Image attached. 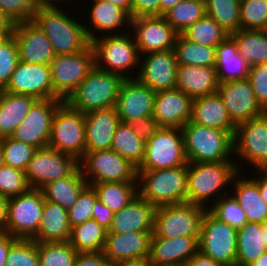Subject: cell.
I'll return each instance as SVG.
<instances>
[{
	"label": "cell",
	"mask_w": 267,
	"mask_h": 266,
	"mask_svg": "<svg viewBox=\"0 0 267 266\" xmlns=\"http://www.w3.org/2000/svg\"><path fill=\"white\" fill-rule=\"evenodd\" d=\"M241 165L239 167L237 161L188 163L187 202L208 209L220 197L230 193L226 187L238 172H242Z\"/></svg>",
	"instance_id": "1"
},
{
	"label": "cell",
	"mask_w": 267,
	"mask_h": 266,
	"mask_svg": "<svg viewBox=\"0 0 267 266\" xmlns=\"http://www.w3.org/2000/svg\"><path fill=\"white\" fill-rule=\"evenodd\" d=\"M32 21L46 34L55 55L83 51L90 44L84 22L70 17L64 8H38Z\"/></svg>",
	"instance_id": "2"
},
{
	"label": "cell",
	"mask_w": 267,
	"mask_h": 266,
	"mask_svg": "<svg viewBox=\"0 0 267 266\" xmlns=\"http://www.w3.org/2000/svg\"><path fill=\"white\" fill-rule=\"evenodd\" d=\"M188 163L233 161L234 136L224 130L211 128L190 120L181 128Z\"/></svg>",
	"instance_id": "3"
},
{
	"label": "cell",
	"mask_w": 267,
	"mask_h": 266,
	"mask_svg": "<svg viewBox=\"0 0 267 266\" xmlns=\"http://www.w3.org/2000/svg\"><path fill=\"white\" fill-rule=\"evenodd\" d=\"M187 165L138 171V195L155 207L187 202Z\"/></svg>",
	"instance_id": "4"
},
{
	"label": "cell",
	"mask_w": 267,
	"mask_h": 266,
	"mask_svg": "<svg viewBox=\"0 0 267 266\" xmlns=\"http://www.w3.org/2000/svg\"><path fill=\"white\" fill-rule=\"evenodd\" d=\"M125 78L95 66L86 79L65 100L83 114L116 107Z\"/></svg>",
	"instance_id": "5"
},
{
	"label": "cell",
	"mask_w": 267,
	"mask_h": 266,
	"mask_svg": "<svg viewBox=\"0 0 267 266\" xmlns=\"http://www.w3.org/2000/svg\"><path fill=\"white\" fill-rule=\"evenodd\" d=\"M91 45L97 68L122 75L125 79L135 78L129 70L133 68L134 72L139 68L141 55L131 32L121 31V34L102 36L92 41Z\"/></svg>",
	"instance_id": "6"
},
{
	"label": "cell",
	"mask_w": 267,
	"mask_h": 266,
	"mask_svg": "<svg viewBox=\"0 0 267 266\" xmlns=\"http://www.w3.org/2000/svg\"><path fill=\"white\" fill-rule=\"evenodd\" d=\"M95 66V53L91 43L83 51L55 55L50 64L53 99L65 101Z\"/></svg>",
	"instance_id": "7"
},
{
	"label": "cell",
	"mask_w": 267,
	"mask_h": 266,
	"mask_svg": "<svg viewBox=\"0 0 267 266\" xmlns=\"http://www.w3.org/2000/svg\"><path fill=\"white\" fill-rule=\"evenodd\" d=\"M79 167L88 185L137 182V166L112 149L85 152L79 160Z\"/></svg>",
	"instance_id": "8"
},
{
	"label": "cell",
	"mask_w": 267,
	"mask_h": 266,
	"mask_svg": "<svg viewBox=\"0 0 267 266\" xmlns=\"http://www.w3.org/2000/svg\"><path fill=\"white\" fill-rule=\"evenodd\" d=\"M85 133V114L63 101L54 113L48 146L79 161L86 152Z\"/></svg>",
	"instance_id": "9"
},
{
	"label": "cell",
	"mask_w": 267,
	"mask_h": 266,
	"mask_svg": "<svg viewBox=\"0 0 267 266\" xmlns=\"http://www.w3.org/2000/svg\"><path fill=\"white\" fill-rule=\"evenodd\" d=\"M207 210L189 202L156 207L153 234L163 238L195 237L199 241Z\"/></svg>",
	"instance_id": "10"
},
{
	"label": "cell",
	"mask_w": 267,
	"mask_h": 266,
	"mask_svg": "<svg viewBox=\"0 0 267 266\" xmlns=\"http://www.w3.org/2000/svg\"><path fill=\"white\" fill-rule=\"evenodd\" d=\"M188 165L181 128L160 127L146 141L145 156L137 171L169 169Z\"/></svg>",
	"instance_id": "11"
},
{
	"label": "cell",
	"mask_w": 267,
	"mask_h": 266,
	"mask_svg": "<svg viewBox=\"0 0 267 266\" xmlns=\"http://www.w3.org/2000/svg\"><path fill=\"white\" fill-rule=\"evenodd\" d=\"M44 194L40 189L8 200V218L5 233L17 239H32L38 232L44 207Z\"/></svg>",
	"instance_id": "12"
},
{
	"label": "cell",
	"mask_w": 267,
	"mask_h": 266,
	"mask_svg": "<svg viewBox=\"0 0 267 266\" xmlns=\"http://www.w3.org/2000/svg\"><path fill=\"white\" fill-rule=\"evenodd\" d=\"M237 232L238 230L218 220L207 210L202 219L199 250L221 266H235Z\"/></svg>",
	"instance_id": "13"
},
{
	"label": "cell",
	"mask_w": 267,
	"mask_h": 266,
	"mask_svg": "<svg viewBox=\"0 0 267 266\" xmlns=\"http://www.w3.org/2000/svg\"><path fill=\"white\" fill-rule=\"evenodd\" d=\"M78 167L75 157L47 146L35 151L25 170L26 180L30 188L41 190L48 183L71 175Z\"/></svg>",
	"instance_id": "14"
},
{
	"label": "cell",
	"mask_w": 267,
	"mask_h": 266,
	"mask_svg": "<svg viewBox=\"0 0 267 266\" xmlns=\"http://www.w3.org/2000/svg\"><path fill=\"white\" fill-rule=\"evenodd\" d=\"M255 169H267V112L236 126L234 154Z\"/></svg>",
	"instance_id": "15"
},
{
	"label": "cell",
	"mask_w": 267,
	"mask_h": 266,
	"mask_svg": "<svg viewBox=\"0 0 267 266\" xmlns=\"http://www.w3.org/2000/svg\"><path fill=\"white\" fill-rule=\"evenodd\" d=\"M63 101V99L37 100L11 137L37 149L47 147L54 113Z\"/></svg>",
	"instance_id": "16"
},
{
	"label": "cell",
	"mask_w": 267,
	"mask_h": 266,
	"mask_svg": "<svg viewBox=\"0 0 267 266\" xmlns=\"http://www.w3.org/2000/svg\"><path fill=\"white\" fill-rule=\"evenodd\" d=\"M131 32L140 55L174 49L178 35L164 16L132 18Z\"/></svg>",
	"instance_id": "17"
},
{
	"label": "cell",
	"mask_w": 267,
	"mask_h": 266,
	"mask_svg": "<svg viewBox=\"0 0 267 266\" xmlns=\"http://www.w3.org/2000/svg\"><path fill=\"white\" fill-rule=\"evenodd\" d=\"M178 62L174 49L151 52L140 56L139 69L135 78L158 92L176 88Z\"/></svg>",
	"instance_id": "18"
},
{
	"label": "cell",
	"mask_w": 267,
	"mask_h": 266,
	"mask_svg": "<svg viewBox=\"0 0 267 266\" xmlns=\"http://www.w3.org/2000/svg\"><path fill=\"white\" fill-rule=\"evenodd\" d=\"M217 93L226 106L231 121L237 126L265 113L256 100L249 80L219 83Z\"/></svg>",
	"instance_id": "19"
},
{
	"label": "cell",
	"mask_w": 267,
	"mask_h": 266,
	"mask_svg": "<svg viewBox=\"0 0 267 266\" xmlns=\"http://www.w3.org/2000/svg\"><path fill=\"white\" fill-rule=\"evenodd\" d=\"M4 91L29 95L37 100L53 99L50 65L18 62Z\"/></svg>",
	"instance_id": "20"
},
{
	"label": "cell",
	"mask_w": 267,
	"mask_h": 266,
	"mask_svg": "<svg viewBox=\"0 0 267 266\" xmlns=\"http://www.w3.org/2000/svg\"><path fill=\"white\" fill-rule=\"evenodd\" d=\"M12 34L17 42L19 60L29 64L50 65L55 57L46 34L33 22L13 25Z\"/></svg>",
	"instance_id": "21"
},
{
	"label": "cell",
	"mask_w": 267,
	"mask_h": 266,
	"mask_svg": "<svg viewBox=\"0 0 267 266\" xmlns=\"http://www.w3.org/2000/svg\"><path fill=\"white\" fill-rule=\"evenodd\" d=\"M156 92L136 78H126L122 83L116 109L121 122L131 123L152 116Z\"/></svg>",
	"instance_id": "22"
},
{
	"label": "cell",
	"mask_w": 267,
	"mask_h": 266,
	"mask_svg": "<svg viewBox=\"0 0 267 266\" xmlns=\"http://www.w3.org/2000/svg\"><path fill=\"white\" fill-rule=\"evenodd\" d=\"M90 7V11L88 10V19H90L89 22L92 28L86 26V23H84V29L90 43L102 37V35L120 34V27L121 30L126 28L125 30H128V32L131 31L132 16L128 11L122 10L120 7L105 0H94ZM97 31L100 36L98 34L96 35Z\"/></svg>",
	"instance_id": "23"
},
{
	"label": "cell",
	"mask_w": 267,
	"mask_h": 266,
	"mask_svg": "<svg viewBox=\"0 0 267 266\" xmlns=\"http://www.w3.org/2000/svg\"><path fill=\"white\" fill-rule=\"evenodd\" d=\"M153 231L107 233L103 254L113 266L130 260L147 258Z\"/></svg>",
	"instance_id": "24"
},
{
	"label": "cell",
	"mask_w": 267,
	"mask_h": 266,
	"mask_svg": "<svg viewBox=\"0 0 267 266\" xmlns=\"http://www.w3.org/2000/svg\"><path fill=\"white\" fill-rule=\"evenodd\" d=\"M192 99L175 88L156 92L152 117L159 127L182 128L191 119Z\"/></svg>",
	"instance_id": "25"
},
{
	"label": "cell",
	"mask_w": 267,
	"mask_h": 266,
	"mask_svg": "<svg viewBox=\"0 0 267 266\" xmlns=\"http://www.w3.org/2000/svg\"><path fill=\"white\" fill-rule=\"evenodd\" d=\"M198 250L195 237L163 238L153 234L148 258L154 266H184Z\"/></svg>",
	"instance_id": "26"
},
{
	"label": "cell",
	"mask_w": 267,
	"mask_h": 266,
	"mask_svg": "<svg viewBox=\"0 0 267 266\" xmlns=\"http://www.w3.org/2000/svg\"><path fill=\"white\" fill-rule=\"evenodd\" d=\"M121 120L115 107L85 114L86 152L111 149Z\"/></svg>",
	"instance_id": "27"
},
{
	"label": "cell",
	"mask_w": 267,
	"mask_h": 266,
	"mask_svg": "<svg viewBox=\"0 0 267 266\" xmlns=\"http://www.w3.org/2000/svg\"><path fill=\"white\" fill-rule=\"evenodd\" d=\"M155 211V206L137 195L119 212L114 213L107 233L154 231Z\"/></svg>",
	"instance_id": "28"
},
{
	"label": "cell",
	"mask_w": 267,
	"mask_h": 266,
	"mask_svg": "<svg viewBox=\"0 0 267 266\" xmlns=\"http://www.w3.org/2000/svg\"><path fill=\"white\" fill-rule=\"evenodd\" d=\"M218 86L215 67L178 65L176 88L192 100L217 93Z\"/></svg>",
	"instance_id": "29"
},
{
	"label": "cell",
	"mask_w": 267,
	"mask_h": 266,
	"mask_svg": "<svg viewBox=\"0 0 267 266\" xmlns=\"http://www.w3.org/2000/svg\"><path fill=\"white\" fill-rule=\"evenodd\" d=\"M190 121L235 135L236 125L231 121L218 93L193 99Z\"/></svg>",
	"instance_id": "30"
},
{
	"label": "cell",
	"mask_w": 267,
	"mask_h": 266,
	"mask_svg": "<svg viewBox=\"0 0 267 266\" xmlns=\"http://www.w3.org/2000/svg\"><path fill=\"white\" fill-rule=\"evenodd\" d=\"M243 174L238 172L233 177L231 182L233 188L230 190L232 189L234 193H230L245 211L248 222L264 223L267 221V204L261 197L258 184L251 177H243Z\"/></svg>",
	"instance_id": "31"
},
{
	"label": "cell",
	"mask_w": 267,
	"mask_h": 266,
	"mask_svg": "<svg viewBox=\"0 0 267 266\" xmlns=\"http://www.w3.org/2000/svg\"><path fill=\"white\" fill-rule=\"evenodd\" d=\"M70 235L67 210L58 203L44 200L39 230L32 239L43 243L66 242Z\"/></svg>",
	"instance_id": "32"
},
{
	"label": "cell",
	"mask_w": 267,
	"mask_h": 266,
	"mask_svg": "<svg viewBox=\"0 0 267 266\" xmlns=\"http://www.w3.org/2000/svg\"><path fill=\"white\" fill-rule=\"evenodd\" d=\"M215 69L219 83L243 80L248 77L250 66L238 53L237 45L230 35L216 47Z\"/></svg>",
	"instance_id": "33"
},
{
	"label": "cell",
	"mask_w": 267,
	"mask_h": 266,
	"mask_svg": "<svg viewBox=\"0 0 267 266\" xmlns=\"http://www.w3.org/2000/svg\"><path fill=\"white\" fill-rule=\"evenodd\" d=\"M36 101V98L29 95L1 91L0 139L12 136Z\"/></svg>",
	"instance_id": "34"
},
{
	"label": "cell",
	"mask_w": 267,
	"mask_h": 266,
	"mask_svg": "<svg viewBox=\"0 0 267 266\" xmlns=\"http://www.w3.org/2000/svg\"><path fill=\"white\" fill-rule=\"evenodd\" d=\"M87 186V181L78 167L71 175L48 183L41 190L45 200L58 203L69 210Z\"/></svg>",
	"instance_id": "35"
},
{
	"label": "cell",
	"mask_w": 267,
	"mask_h": 266,
	"mask_svg": "<svg viewBox=\"0 0 267 266\" xmlns=\"http://www.w3.org/2000/svg\"><path fill=\"white\" fill-rule=\"evenodd\" d=\"M266 251L260 223L247 222L238 230L235 266H249Z\"/></svg>",
	"instance_id": "36"
},
{
	"label": "cell",
	"mask_w": 267,
	"mask_h": 266,
	"mask_svg": "<svg viewBox=\"0 0 267 266\" xmlns=\"http://www.w3.org/2000/svg\"><path fill=\"white\" fill-rule=\"evenodd\" d=\"M230 36L237 45L238 53L250 67L267 62V30L240 29Z\"/></svg>",
	"instance_id": "37"
},
{
	"label": "cell",
	"mask_w": 267,
	"mask_h": 266,
	"mask_svg": "<svg viewBox=\"0 0 267 266\" xmlns=\"http://www.w3.org/2000/svg\"><path fill=\"white\" fill-rule=\"evenodd\" d=\"M108 230L90 219L71 228L69 243L78 253L103 252Z\"/></svg>",
	"instance_id": "38"
},
{
	"label": "cell",
	"mask_w": 267,
	"mask_h": 266,
	"mask_svg": "<svg viewBox=\"0 0 267 266\" xmlns=\"http://www.w3.org/2000/svg\"><path fill=\"white\" fill-rule=\"evenodd\" d=\"M174 52L178 65H197L205 67H215L216 47L197 44L186 39L182 34H178Z\"/></svg>",
	"instance_id": "39"
},
{
	"label": "cell",
	"mask_w": 267,
	"mask_h": 266,
	"mask_svg": "<svg viewBox=\"0 0 267 266\" xmlns=\"http://www.w3.org/2000/svg\"><path fill=\"white\" fill-rule=\"evenodd\" d=\"M90 186L96 191L98 200L114 213L119 212L138 195L137 182H104Z\"/></svg>",
	"instance_id": "40"
},
{
	"label": "cell",
	"mask_w": 267,
	"mask_h": 266,
	"mask_svg": "<svg viewBox=\"0 0 267 266\" xmlns=\"http://www.w3.org/2000/svg\"><path fill=\"white\" fill-rule=\"evenodd\" d=\"M145 145L146 141L137 137L130 123L120 122L111 149L138 167L145 156Z\"/></svg>",
	"instance_id": "41"
},
{
	"label": "cell",
	"mask_w": 267,
	"mask_h": 266,
	"mask_svg": "<svg viewBox=\"0 0 267 266\" xmlns=\"http://www.w3.org/2000/svg\"><path fill=\"white\" fill-rule=\"evenodd\" d=\"M241 0H207L206 15L213 18L229 35L241 29Z\"/></svg>",
	"instance_id": "42"
},
{
	"label": "cell",
	"mask_w": 267,
	"mask_h": 266,
	"mask_svg": "<svg viewBox=\"0 0 267 266\" xmlns=\"http://www.w3.org/2000/svg\"><path fill=\"white\" fill-rule=\"evenodd\" d=\"M206 15L204 2L197 0H181L164 17L166 21L181 34L186 28L194 25Z\"/></svg>",
	"instance_id": "43"
},
{
	"label": "cell",
	"mask_w": 267,
	"mask_h": 266,
	"mask_svg": "<svg viewBox=\"0 0 267 266\" xmlns=\"http://www.w3.org/2000/svg\"><path fill=\"white\" fill-rule=\"evenodd\" d=\"M186 39L205 46L217 47L229 34L211 17L205 15L181 33Z\"/></svg>",
	"instance_id": "44"
},
{
	"label": "cell",
	"mask_w": 267,
	"mask_h": 266,
	"mask_svg": "<svg viewBox=\"0 0 267 266\" xmlns=\"http://www.w3.org/2000/svg\"><path fill=\"white\" fill-rule=\"evenodd\" d=\"M77 254L69 241L38 242L39 266H73Z\"/></svg>",
	"instance_id": "45"
},
{
	"label": "cell",
	"mask_w": 267,
	"mask_h": 266,
	"mask_svg": "<svg viewBox=\"0 0 267 266\" xmlns=\"http://www.w3.org/2000/svg\"><path fill=\"white\" fill-rule=\"evenodd\" d=\"M208 211L218 220L229 224L236 230L241 229L247 222L245 211L231 194L220 197Z\"/></svg>",
	"instance_id": "46"
},
{
	"label": "cell",
	"mask_w": 267,
	"mask_h": 266,
	"mask_svg": "<svg viewBox=\"0 0 267 266\" xmlns=\"http://www.w3.org/2000/svg\"><path fill=\"white\" fill-rule=\"evenodd\" d=\"M241 29L267 30V0L240 1Z\"/></svg>",
	"instance_id": "47"
},
{
	"label": "cell",
	"mask_w": 267,
	"mask_h": 266,
	"mask_svg": "<svg viewBox=\"0 0 267 266\" xmlns=\"http://www.w3.org/2000/svg\"><path fill=\"white\" fill-rule=\"evenodd\" d=\"M1 143L4 164L25 171L37 148L12 137L2 138Z\"/></svg>",
	"instance_id": "48"
},
{
	"label": "cell",
	"mask_w": 267,
	"mask_h": 266,
	"mask_svg": "<svg viewBox=\"0 0 267 266\" xmlns=\"http://www.w3.org/2000/svg\"><path fill=\"white\" fill-rule=\"evenodd\" d=\"M19 62L17 42L12 33L0 40V90H4Z\"/></svg>",
	"instance_id": "49"
},
{
	"label": "cell",
	"mask_w": 267,
	"mask_h": 266,
	"mask_svg": "<svg viewBox=\"0 0 267 266\" xmlns=\"http://www.w3.org/2000/svg\"><path fill=\"white\" fill-rule=\"evenodd\" d=\"M29 189L25 171L6 164L0 168V196L10 199Z\"/></svg>",
	"instance_id": "50"
},
{
	"label": "cell",
	"mask_w": 267,
	"mask_h": 266,
	"mask_svg": "<svg viewBox=\"0 0 267 266\" xmlns=\"http://www.w3.org/2000/svg\"><path fill=\"white\" fill-rule=\"evenodd\" d=\"M5 266H39L38 242L18 239L10 247Z\"/></svg>",
	"instance_id": "51"
},
{
	"label": "cell",
	"mask_w": 267,
	"mask_h": 266,
	"mask_svg": "<svg viewBox=\"0 0 267 266\" xmlns=\"http://www.w3.org/2000/svg\"><path fill=\"white\" fill-rule=\"evenodd\" d=\"M97 199V193L90 185L80 193L77 202L67 210L71 228L92 219V210Z\"/></svg>",
	"instance_id": "52"
},
{
	"label": "cell",
	"mask_w": 267,
	"mask_h": 266,
	"mask_svg": "<svg viewBox=\"0 0 267 266\" xmlns=\"http://www.w3.org/2000/svg\"><path fill=\"white\" fill-rule=\"evenodd\" d=\"M0 9L14 25L32 21L36 7L33 0H0Z\"/></svg>",
	"instance_id": "53"
},
{
	"label": "cell",
	"mask_w": 267,
	"mask_h": 266,
	"mask_svg": "<svg viewBox=\"0 0 267 266\" xmlns=\"http://www.w3.org/2000/svg\"><path fill=\"white\" fill-rule=\"evenodd\" d=\"M247 79L251 84L257 102L267 112V62L250 67Z\"/></svg>",
	"instance_id": "54"
},
{
	"label": "cell",
	"mask_w": 267,
	"mask_h": 266,
	"mask_svg": "<svg viewBox=\"0 0 267 266\" xmlns=\"http://www.w3.org/2000/svg\"><path fill=\"white\" fill-rule=\"evenodd\" d=\"M137 137L147 141L160 128L152 116L142 117L130 123Z\"/></svg>",
	"instance_id": "55"
},
{
	"label": "cell",
	"mask_w": 267,
	"mask_h": 266,
	"mask_svg": "<svg viewBox=\"0 0 267 266\" xmlns=\"http://www.w3.org/2000/svg\"><path fill=\"white\" fill-rule=\"evenodd\" d=\"M131 16H159L160 0H131Z\"/></svg>",
	"instance_id": "56"
},
{
	"label": "cell",
	"mask_w": 267,
	"mask_h": 266,
	"mask_svg": "<svg viewBox=\"0 0 267 266\" xmlns=\"http://www.w3.org/2000/svg\"><path fill=\"white\" fill-rule=\"evenodd\" d=\"M73 266H113L103 252L78 253Z\"/></svg>",
	"instance_id": "57"
},
{
	"label": "cell",
	"mask_w": 267,
	"mask_h": 266,
	"mask_svg": "<svg viewBox=\"0 0 267 266\" xmlns=\"http://www.w3.org/2000/svg\"><path fill=\"white\" fill-rule=\"evenodd\" d=\"M114 212L98 199L92 210V219L96 220L105 229H109L113 220Z\"/></svg>",
	"instance_id": "58"
},
{
	"label": "cell",
	"mask_w": 267,
	"mask_h": 266,
	"mask_svg": "<svg viewBox=\"0 0 267 266\" xmlns=\"http://www.w3.org/2000/svg\"><path fill=\"white\" fill-rule=\"evenodd\" d=\"M18 239L10 235L9 233L1 232L0 233V266H5L6 258L10 247Z\"/></svg>",
	"instance_id": "59"
},
{
	"label": "cell",
	"mask_w": 267,
	"mask_h": 266,
	"mask_svg": "<svg viewBox=\"0 0 267 266\" xmlns=\"http://www.w3.org/2000/svg\"><path fill=\"white\" fill-rule=\"evenodd\" d=\"M184 266H221L210 256L198 250Z\"/></svg>",
	"instance_id": "60"
},
{
	"label": "cell",
	"mask_w": 267,
	"mask_h": 266,
	"mask_svg": "<svg viewBox=\"0 0 267 266\" xmlns=\"http://www.w3.org/2000/svg\"><path fill=\"white\" fill-rule=\"evenodd\" d=\"M254 172L257 173V177L255 178L253 176L252 179L258 184L261 197L267 204V169H255V171L253 170V173Z\"/></svg>",
	"instance_id": "61"
},
{
	"label": "cell",
	"mask_w": 267,
	"mask_h": 266,
	"mask_svg": "<svg viewBox=\"0 0 267 266\" xmlns=\"http://www.w3.org/2000/svg\"><path fill=\"white\" fill-rule=\"evenodd\" d=\"M8 200L0 196V232H4L8 218Z\"/></svg>",
	"instance_id": "62"
},
{
	"label": "cell",
	"mask_w": 267,
	"mask_h": 266,
	"mask_svg": "<svg viewBox=\"0 0 267 266\" xmlns=\"http://www.w3.org/2000/svg\"><path fill=\"white\" fill-rule=\"evenodd\" d=\"M34 1V4H35V7L36 9L38 8H60L58 5H56L58 3H62L63 1H65L66 3V0H33ZM60 1V2H59ZM68 2L69 1H72V0H67Z\"/></svg>",
	"instance_id": "63"
},
{
	"label": "cell",
	"mask_w": 267,
	"mask_h": 266,
	"mask_svg": "<svg viewBox=\"0 0 267 266\" xmlns=\"http://www.w3.org/2000/svg\"><path fill=\"white\" fill-rule=\"evenodd\" d=\"M180 1L181 0H160L159 16H164L168 11H170Z\"/></svg>",
	"instance_id": "64"
},
{
	"label": "cell",
	"mask_w": 267,
	"mask_h": 266,
	"mask_svg": "<svg viewBox=\"0 0 267 266\" xmlns=\"http://www.w3.org/2000/svg\"><path fill=\"white\" fill-rule=\"evenodd\" d=\"M116 266H154L149 258H143V259H137V260H130V261H124Z\"/></svg>",
	"instance_id": "65"
},
{
	"label": "cell",
	"mask_w": 267,
	"mask_h": 266,
	"mask_svg": "<svg viewBox=\"0 0 267 266\" xmlns=\"http://www.w3.org/2000/svg\"><path fill=\"white\" fill-rule=\"evenodd\" d=\"M105 1H108L120 7L122 10L128 11L131 14V7H132L131 0H105Z\"/></svg>",
	"instance_id": "66"
},
{
	"label": "cell",
	"mask_w": 267,
	"mask_h": 266,
	"mask_svg": "<svg viewBox=\"0 0 267 266\" xmlns=\"http://www.w3.org/2000/svg\"><path fill=\"white\" fill-rule=\"evenodd\" d=\"M13 24L9 21V19L3 14L0 9V30H12Z\"/></svg>",
	"instance_id": "67"
},
{
	"label": "cell",
	"mask_w": 267,
	"mask_h": 266,
	"mask_svg": "<svg viewBox=\"0 0 267 266\" xmlns=\"http://www.w3.org/2000/svg\"><path fill=\"white\" fill-rule=\"evenodd\" d=\"M249 266H267V251L259 256L254 262Z\"/></svg>",
	"instance_id": "68"
},
{
	"label": "cell",
	"mask_w": 267,
	"mask_h": 266,
	"mask_svg": "<svg viewBox=\"0 0 267 266\" xmlns=\"http://www.w3.org/2000/svg\"><path fill=\"white\" fill-rule=\"evenodd\" d=\"M261 229L263 230L264 243L267 247V221L261 223Z\"/></svg>",
	"instance_id": "69"
},
{
	"label": "cell",
	"mask_w": 267,
	"mask_h": 266,
	"mask_svg": "<svg viewBox=\"0 0 267 266\" xmlns=\"http://www.w3.org/2000/svg\"><path fill=\"white\" fill-rule=\"evenodd\" d=\"M4 165L3 147L0 139V168Z\"/></svg>",
	"instance_id": "70"
},
{
	"label": "cell",
	"mask_w": 267,
	"mask_h": 266,
	"mask_svg": "<svg viewBox=\"0 0 267 266\" xmlns=\"http://www.w3.org/2000/svg\"><path fill=\"white\" fill-rule=\"evenodd\" d=\"M10 33H12V30H0V40Z\"/></svg>",
	"instance_id": "71"
},
{
	"label": "cell",
	"mask_w": 267,
	"mask_h": 266,
	"mask_svg": "<svg viewBox=\"0 0 267 266\" xmlns=\"http://www.w3.org/2000/svg\"><path fill=\"white\" fill-rule=\"evenodd\" d=\"M197 1H201V2H204V3H206V1H207V0H197Z\"/></svg>",
	"instance_id": "72"
}]
</instances>
